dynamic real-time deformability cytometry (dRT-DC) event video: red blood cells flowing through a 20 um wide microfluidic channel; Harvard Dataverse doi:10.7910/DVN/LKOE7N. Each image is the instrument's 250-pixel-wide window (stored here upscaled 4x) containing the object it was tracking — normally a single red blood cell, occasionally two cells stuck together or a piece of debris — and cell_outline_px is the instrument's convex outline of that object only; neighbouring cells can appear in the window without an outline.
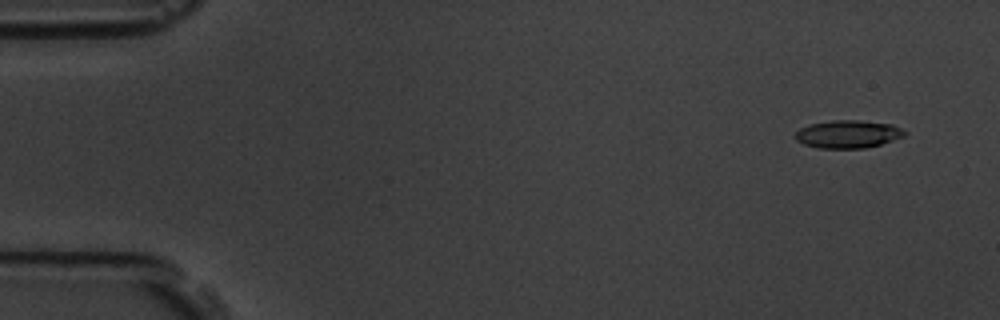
{"species": "common noctule bat (a hibernating species)", "species_latin": "Nyctalus noctula", "temperature_condition": "room temperature", "stored_images_in_passage": 5, "camera_frame_rate_fps": 3000, "um_per_image_px": 0.085, "animal": {"sex": "male", "body_mass_g": 19.5, "forearm_length_mm": 54.6}, "frame": {"image": 1, "passage_image": 1, "time_ms": 0.0, "image_size_px": [1000, 320], "cell_outline_px": [[908, 132], [904, 136], [880, 144], [864, 148], [820, 148], [804, 144], [796, 140], [796, 132], [800, 128], [812, 124], [832, 120], [860, 120], [892, 124]], "centroid_in_image_um": [72.1, 11.39], "position_along_channel_um": 12.9, "area_um2": 17.57}}
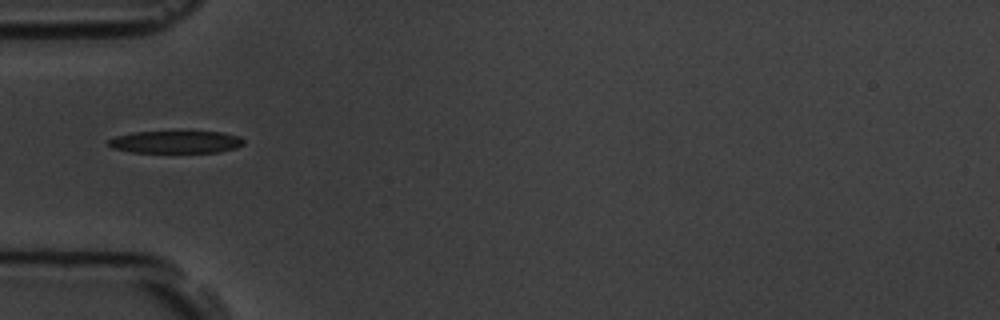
{"frame": {"image": 2, "passage_image": 5, "time_ms": 4.667, "image_size_px": [1000, 320], "cell_outline_px": [[244, 144], [236, 148], [220, 152], [132, 152], [112, 148], [108, 144], [108, 140], [116, 136], [132, 132], [224, 132], [240, 136], [244, 140]], "centroid_in_image_um": [14.97, 12.07], "position_along_channel_um": 70.0, "area_um2": 17.63}}